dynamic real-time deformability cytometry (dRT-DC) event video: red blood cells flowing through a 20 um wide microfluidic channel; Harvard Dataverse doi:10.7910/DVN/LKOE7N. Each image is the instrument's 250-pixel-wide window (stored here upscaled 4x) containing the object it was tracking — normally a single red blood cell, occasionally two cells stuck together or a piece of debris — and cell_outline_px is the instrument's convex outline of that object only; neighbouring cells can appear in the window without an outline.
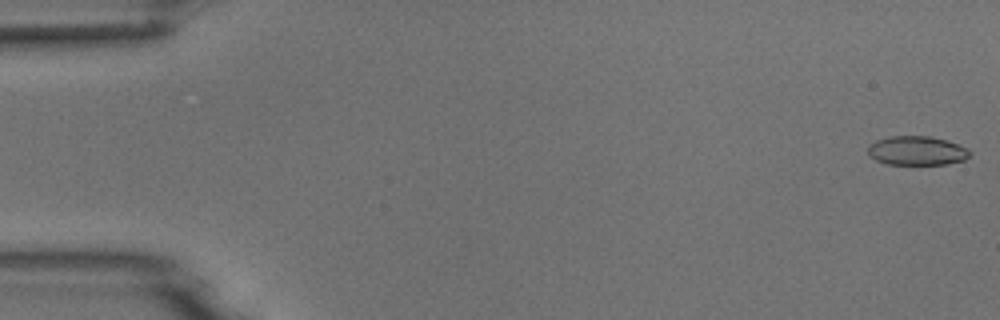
{"species": "common noctule bat (a hibernating species)", "species_latin": "Nyctalus noctula", "temperature_condition": "room temperature", "stored_images_in_passage": 7, "camera_frame_rate_fps": 3000, "um_per_image_px": 0.085, "animal": {"sex": "male", "body_mass_g": 18.8}, "frame": {"image": 1, "passage_image": 1, "time_ms": 0.0, "image_size_px": [1000, 320], "cell_outline_px": [[972, 152], [964, 160], [948, 164], [888, 164], [876, 160], [868, 156], [868, 144], [876, 140], [892, 136], [928, 136], [948, 140], [968, 148]], "centroid_in_image_um": [77.93, 12.8], "position_along_channel_um": 7.1, "area_um2": 17.4}}
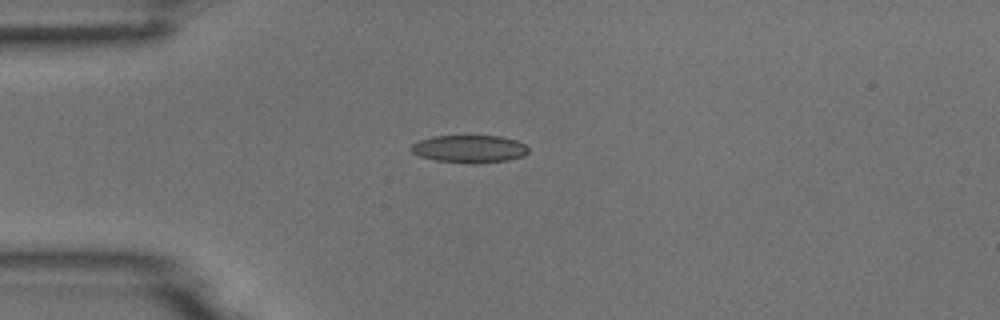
{"frame": {"image": 2, "passage_image": 4, "time_ms": 4.333, "image_size_px": [1000, 320], "cell_outline_px": [[528, 152], [524, 156], [508, 160], [476, 164], [472, 164], [436, 160], [420, 156], [412, 152], [412, 144], [420, 140], [432, 136], [500, 136], [516, 140], [524, 144], [528, 148]], "centroid_in_image_um": [39.93, 12.66], "position_along_channel_um": 45.1, "area_um2": 18.84}}